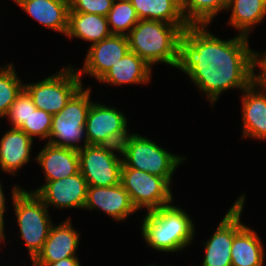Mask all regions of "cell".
<instances>
[{
	"mask_svg": "<svg viewBox=\"0 0 266 266\" xmlns=\"http://www.w3.org/2000/svg\"><path fill=\"white\" fill-rule=\"evenodd\" d=\"M209 25H189L182 33L181 64L191 83L213 107L229 89L240 93L252 83V50L249 38L236 35L223 40Z\"/></svg>",
	"mask_w": 266,
	"mask_h": 266,
	"instance_id": "1",
	"label": "cell"
},
{
	"mask_svg": "<svg viewBox=\"0 0 266 266\" xmlns=\"http://www.w3.org/2000/svg\"><path fill=\"white\" fill-rule=\"evenodd\" d=\"M187 27L154 20H139L127 35L129 48L152 68L164 64L179 69L182 33Z\"/></svg>",
	"mask_w": 266,
	"mask_h": 266,
	"instance_id": "2",
	"label": "cell"
},
{
	"mask_svg": "<svg viewBox=\"0 0 266 266\" xmlns=\"http://www.w3.org/2000/svg\"><path fill=\"white\" fill-rule=\"evenodd\" d=\"M185 211L171 203L146 212L140 225L146 245L164 253H178L189 247L194 242L196 230L191 215Z\"/></svg>",
	"mask_w": 266,
	"mask_h": 266,
	"instance_id": "3",
	"label": "cell"
},
{
	"mask_svg": "<svg viewBox=\"0 0 266 266\" xmlns=\"http://www.w3.org/2000/svg\"><path fill=\"white\" fill-rule=\"evenodd\" d=\"M10 198L19 228V237L24 241L30 261L41 251L53 225L48 207L29 190L13 185Z\"/></svg>",
	"mask_w": 266,
	"mask_h": 266,
	"instance_id": "4",
	"label": "cell"
},
{
	"mask_svg": "<svg viewBox=\"0 0 266 266\" xmlns=\"http://www.w3.org/2000/svg\"><path fill=\"white\" fill-rule=\"evenodd\" d=\"M122 167L134 168L153 175L163 177L170 185L177 167L185 155H176L158 145L153 139L137 133H130L120 146ZM182 156V157H181Z\"/></svg>",
	"mask_w": 266,
	"mask_h": 266,
	"instance_id": "5",
	"label": "cell"
},
{
	"mask_svg": "<svg viewBox=\"0 0 266 266\" xmlns=\"http://www.w3.org/2000/svg\"><path fill=\"white\" fill-rule=\"evenodd\" d=\"M91 87L82 86L65 107L53 115L48 143L57 147L81 150L88 145L85 123L91 104ZM82 142V143H81Z\"/></svg>",
	"mask_w": 266,
	"mask_h": 266,
	"instance_id": "6",
	"label": "cell"
},
{
	"mask_svg": "<svg viewBox=\"0 0 266 266\" xmlns=\"http://www.w3.org/2000/svg\"><path fill=\"white\" fill-rule=\"evenodd\" d=\"M82 82L77 68L71 64L41 81L24 83V89L32 97L37 109L54 115L59 113L83 86Z\"/></svg>",
	"mask_w": 266,
	"mask_h": 266,
	"instance_id": "7",
	"label": "cell"
},
{
	"mask_svg": "<svg viewBox=\"0 0 266 266\" xmlns=\"http://www.w3.org/2000/svg\"><path fill=\"white\" fill-rule=\"evenodd\" d=\"M120 184L129 194L136 210L146 212L171 204L172 186L163 178L134 168L122 167Z\"/></svg>",
	"mask_w": 266,
	"mask_h": 266,
	"instance_id": "8",
	"label": "cell"
},
{
	"mask_svg": "<svg viewBox=\"0 0 266 266\" xmlns=\"http://www.w3.org/2000/svg\"><path fill=\"white\" fill-rule=\"evenodd\" d=\"M78 156L80 173L88 186L110 187L120 184L123 165L120 147L86 145L78 151Z\"/></svg>",
	"mask_w": 266,
	"mask_h": 266,
	"instance_id": "9",
	"label": "cell"
},
{
	"mask_svg": "<svg viewBox=\"0 0 266 266\" xmlns=\"http://www.w3.org/2000/svg\"><path fill=\"white\" fill-rule=\"evenodd\" d=\"M125 114L99 102H92L85 123L88 145L120 147L129 136Z\"/></svg>",
	"mask_w": 266,
	"mask_h": 266,
	"instance_id": "10",
	"label": "cell"
},
{
	"mask_svg": "<svg viewBox=\"0 0 266 266\" xmlns=\"http://www.w3.org/2000/svg\"><path fill=\"white\" fill-rule=\"evenodd\" d=\"M245 202L246 195L242 193L219 222L214 234L203 243L205 254L200 266H232L231 248L234 236L246 225L241 221Z\"/></svg>",
	"mask_w": 266,
	"mask_h": 266,
	"instance_id": "11",
	"label": "cell"
},
{
	"mask_svg": "<svg viewBox=\"0 0 266 266\" xmlns=\"http://www.w3.org/2000/svg\"><path fill=\"white\" fill-rule=\"evenodd\" d=\"M88 184L83 175L79 172L67 178L55 181H45L41 187L34 192L42 202L54 209H84L87 199Z\"/></svg>",
	"mask_w": 266,
	"mask_h": 266,
	"instance_id": "12",
	"label": "cell"
},
{
	"mask_svg": "<svg viewBox=\"0 0 266 266\" xmlns=\"http://www.w3.org/2000/svg\"><path fill=\"white\" fill-rule=\"evenodd\" d=\"M129 51L128 37L112 34L89 46L82 69H77L78 75L81 80L82 76L88 75L99 81Z\"/></svg>",
	"mask_w": 266,
	"mask_h": 266,
	"instance_id": "13",
	"label": "cell"
},
{
	"mask_svg": "<svg viewBox=\"0 0 266 266\" xmlns=\"http://www.w3.org/2000/svg\"><path fill=\"white\" fill-rule=\"evenodd\" d=\"M71 217L51 226L41 251L31 261L32 266H47L67 257H77L80 232L72 226Z\"/></svg>",
	"mask_w": 266,
	"mask_h": 266,
	"instance_id": "14",
	"label": "cell"
},
{
	"mask_svg": "<svg viewBox=\"0 0 266 266\" xmlns=\"http://www.w3.org/2000/svg\"><path fill=\"white\" fill-rule=\"evenodd\" d=\"M84 209L104 212L118 222L137 212L121 184L110 187L88 186Z\"/></svg>",
	"mask_w": 266,
	"mask_h": 266,
	"instance_id": "15",
	"label": "cell"
},
{
	"mask_svg": "<svg viewBox=\"0 0 266 266\" xmlns=\"http://www.w3.org/2000/svg\"><path fill=\"white\" fill-rule=\"evenodd\" d=\"M242 136L266 141V90L251 83L241 93Z\"/></svg>",
	"mask_w": 266,
	"mask_h": 266,
	"instance_id": "16",
	"label": "cell"
},
{
	"mask_svg": "<svg viewBox=\"0 0 266 266\" xmlns=\"http://www.w3.org/2000/svg\"><path fill=\"white\" fill-rule=\"evenodd\" d=\"M34 140L19 128L4 131L0 138V170L17 176L24 165L29 164Z\"/></svg>",
	"mask_w": 266,
	"mask_h": 266,
	"instance_id": "17",
	"label": "cell"
},
{
	"mask_svg": "<svg viewBox=\"0 0 266 266\" xmlns=\"http://www.w3.org/2000/svg\"><path fill=\"white\" fill-rule=\"evenodd\" d=\"M43 27L62 33L68 30L69 0H12Z\"/></svg>",
	"mask_w": 266,
	"mask_h": 266,
	"instance_id": "18",
	"label": "cell"
},
{
	"mask_svg": "<svg viewBox=\"0 0 266 266\" xmlns=\"http://www.w3.org/2000/svg\"><path fill=\"white\" fill-rule=\"evenodd\" d=\"M37 154L35 161L43 168L45 181L67 178L80 172L77 150L57 147L47 142Z\"/></svg>",
	"mask_w": 266,
	"mask_h": 266,
	"instance_id": "19",
	"label": "cell"
},
{
	"mask_svg": "<svg viewBox=\"0 0 266 266\" xmlns=\"http://www.w3.org/2000/svg\"><path fill=\"white\" fill-rule=\"evenodd\" d=\"M152 67L134 52L129 51L98 81L111 86L139 85L151 82Z\"/></svg>",
	"mask_w": 266,
	"mask_h": 266,
	"instance_id": "20",
	"label": "cell"
},
{
	"mask_svg": "<svg viewBox=\"0 0 266 266\" xmlns=\"http://www.w3.org/2000/svg\"><path fill=\"white\" fill-rule=\"evenodd\" d=\"M112 35L107 17L83 12H68V39L78 38L88 41L92 46Z\"/></svg>",
	"mask_w": 266,
	"mask_h": 266,
	"instance_id": "21",
	"label": "cell"
},
{
	"mask_svg": "<svg viewBox=\"0 0 266 266\" xmlns=\"http://www.w3.org/2000/svg\"><path fill=\"white\" fill-rule=\"evenodd\" d=\"M257 231L244 226L235 236L231 248L232 266H264L265 249Z\"/></svg>",
	"mask_w": 266,
	"mask_h": 266,
	"instance_id": "22",
	"label": "cell"
},
{
	"mask_svg": "<svg viewBox=\"0 0 266 266\" xmlns=\"http://www.w3.org/2000/svg\"><path fill=\"white\" fill-rule=\"evenodd\" d=\"M228 10L231 12L228 25L238 31L236 34L249 37L266 17V0H229Z\"/></svg>",
	"mask_w": 266,
	"mask_h": 266,
	"instance_id": "23",
	"label": "cell"
},
{
	"mask_svg": "<svg viewBox=\"0 0 266 266\" xmlns=\"http://www.w3.org/2000/svg\"><path fill=\"white\" fill-rule=\"evenodd\" d=\"M140 20H154L188 27L181 11V0H130Z\"/></svg>",
	"mask_w": 266,
	"mask_h": 266,
	"instance_id": "24",
	"label": "cell"
},
{
	"mask_svg": "<svg viewBox=\"0 0 266 266\" xmlns=\"http://www.w3.org/2000/svg\"><path fill=\"white\" fill-rule=\"evenodd\" d=\"M229 0H181V11L188 25H210L226 11Z\"/></svg>",
	"mask_w": 266,
	"mask_h": 266,
	"instance_id": "25",
	"label": "cell"
},
{
	"mask_svg": "<svg viewBox=\"0 0 266 266\" xmlns=\"http://www.w3.org/2000/svg\"><path fill=\"white\" fill-rule=\"evenodd\" d=\"M106 17L111 33L125 36L140 20L130 0H114Z\"/></svg>",
	"mask_w": 266,
	"mask_h": 266,
	"instance_id": "26",
	"label": "cell"
},
{
	"mask_svg": "<svg viewBox=\"0 0 266 266\" xmlns=\"http://www.w3.org/2000/svg\"><path fill=\"white\" fill-rule=\"evenodd\" d=\"M23 89L24 83L17 75L14 64L6 63L0 70V118L7 115L10 106Z\"/></svg>",
	"mask_w": 266,
	"mask_h": 266,
	"instance_id": "27",
	"label": "cell"
},
{
	"mask_svg": "<svg viewBox=\"0 0 266 266\" xmlns=\"http://www.w3.org/2000/svg\"><path fill=\"white\" fill-rule=\"evenodd\" d=\"M52 118L53 115L41 109L32 110L28 120L19 129L33 140L38 137L37 139L46 140L45 142L47 143L50 136Z\"/></svg>",
	"mask_w": 266,
	"mask_h": 266,
	"instance_id": "28",
	"label": "cell"
},
{
	"mask_svg": "<svg viewBox=\"0 0 266 266\" xmlns=\"http://www.w3.org/2000/svg\"><path fill=\"white\" fill-rule=\"evenodd\" d=\"M36 109L32 97L23 89L10 106L4 118H8V123L10 122L11 128H20L28 120L32 110Z\"/></svg>",
	"mask_w": 266,
	"mask_h": 266,
	"instance_id": "29",
	"label": "cell"
},
{
	"mask_svg": "<svg viewBox=\"0 0 266 266\" xmlns=\"http://www.w3.org/2000/svg\"><path fill=\"white\" fill-rule=\"evenodd\" d=\"M114 0H69V12L93 13L107 16Z\"/></svg>",
	"mask_w": 266,
	"mask_h": 266,
	"instance_id": "30",
	"label": "cell"
},
{
	"mask_svg": "<svg viewBox=\"0 0 266 266\" xmlns=\"http://www.w3.org/2000/svg\"><path fill=\"white\" fill-rule=\"evenodd\" d=\"M252 83L266 90V50L263 52L252 50Z\"/></svg>",
	"mask_w": 266,
	"mask_h": 266,
	"instance_id": "31",
	"label": "cell"
},
{
	"mask_svg": "<svg viewBox=\"0 0 266 266\" xmlns=\"http://www.w3.org/2000/svg\"><path fill=\"white\" fill-rule=\"evenodd\" d=\"M79 259L80 258L78 257H67L59 260L58 262L50 263L47 266H81Z\"/></svg>",
	"mask_w": 266,
	"mask_h": 266,
	"instance_id": "32",
	"label": "cell"
},
{
	"mask_svg": "<svg viewBox=\"0 0 266 266\" xmlns=\"http://www.w3.org/2000/svg\"><path fill=\"white\" fill-rule=\"evenodd\" d=\"M1 179V178H0ZM2 180H0V219L2 221L5 222V219H4V214H5V211H6V197H5V193H4V190H3V185L1 183Z\"/></svg>",
	"mask_w": 266,
	"mask_h": 266,
	"instance_id": "33",
	"label": "cell"
},
{
	"mask_svg": "<svg viewBox=\"0 0 266 266\" xmlns=\"http://www.w3.org/2000/svg\"><path fill=\"white\" fill-rule=\"evenodd\" d=\"M5 222L0 219V243L5 242L6 240V234H5Z\"/></svg>",
	"mask_w": 266,
	"mask_h": 266,
	"instance_id": "34",
	"label": "cell"
},
{
	"mask_svg": "<svg viewBox=\"0 0 266 266\" xmlns=\"http://www.w3.org/2000/svg\"><path fill=\"white\" fill-rule=\"evenodd\" d=\"M146 266H158V265H155V263H153V264L146 265ZM166 266H171V265H166Z\"/></svg>",
	"mask_w": 266,
	"mask_h": 266,
	"instance_id": "35",
	"label": "cell"
}]
</instances>
